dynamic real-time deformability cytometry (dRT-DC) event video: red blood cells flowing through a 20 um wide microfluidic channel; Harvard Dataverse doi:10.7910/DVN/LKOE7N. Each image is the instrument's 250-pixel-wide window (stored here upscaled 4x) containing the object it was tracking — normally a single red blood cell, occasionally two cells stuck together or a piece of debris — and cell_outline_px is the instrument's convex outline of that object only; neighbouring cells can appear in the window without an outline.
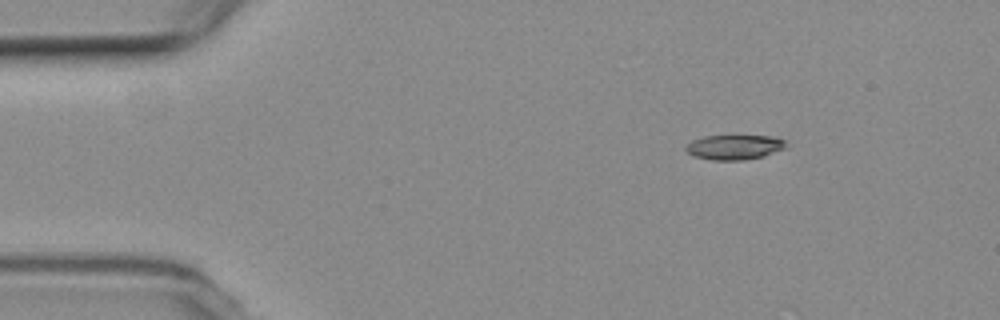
{"species": "common noctule bat (a hibernating species)", "species_latin": "Nyctalus noctula", "temperature_condition": "room temperature", "stored_images_in_passage": 4, "camera_frame_rate_fps": 3000, "um_per_image_px": 0.085, "animal": {"sex": "female", "body_mass_g": 19.3, "forearm_length_mm": 54.1}, "frame": {"image": 1, "passage_image": 2, "time_ms": 1.333, "image_size_px": [1000, 320], "cell_outline_px": [[784, 148], [764, 156], [744, 160], [712, 160], [692, 156], [684, 148], [692, 140], [704, 136], [772, 136], [784, 140]], "centroid_in_image_um": [62.37, 12.51], "position_along_channel_um": 22.6, "area_um2": 14.33}}
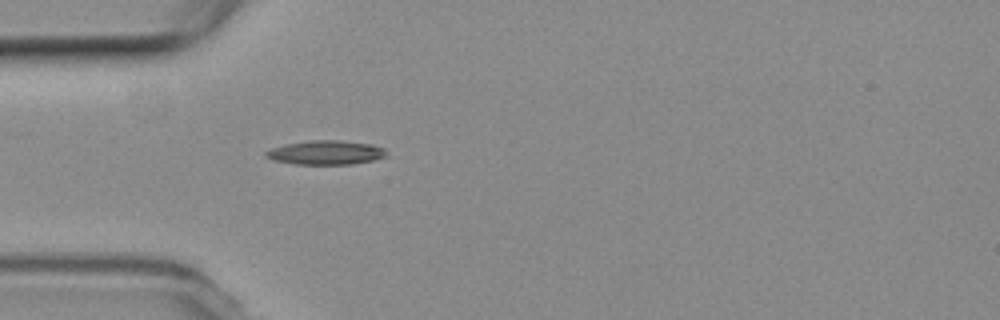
{"frame": {"image": 2, "passage_image": 4, "time_ms": 4.333, "image_size_px": [1000, 320], "cell_outline_px": [[388, 156], [372, 160], [352, 164], [296, 164], [272, 160], [264, 156], [264, 152], [272, 148], [284, 144], [312, 140], [340, 140], [372, 144], [384, 148]], "centroid_in_image_um": [27.68, 12.96], "position_along_channel_um": 57.3, "area_um2": 16.99}}